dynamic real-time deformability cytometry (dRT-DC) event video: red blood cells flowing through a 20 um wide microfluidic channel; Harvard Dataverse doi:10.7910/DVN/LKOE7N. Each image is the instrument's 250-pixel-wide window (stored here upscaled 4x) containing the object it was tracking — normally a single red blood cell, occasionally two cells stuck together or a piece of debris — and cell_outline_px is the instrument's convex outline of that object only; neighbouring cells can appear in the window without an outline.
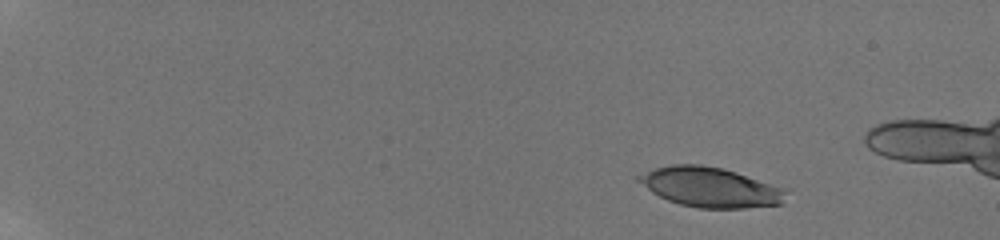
{"species": "human", "species_latin": "Homo sapiens", "temperature_condition": "room temperature", "stored_images_in_passage": 11, "camera_frame_rate_fps": 3000, "um_per_image_px": 0.085, "donor": {"sex": "male"}, "frame": {"image": 1, "passage_image": 1, "time_ms": 0.0, "image_size_px": [1000, 240], "cell_outline_px": [[784, 192], [780, 204], [744, 208], [700, 208], [680, 204], [668, 200], [652, 192], [636, 180], [636, 176], [656, 168], [672, 164], [700, 164], [720, 168], [736, 172], [784, 188]], "centroid_in_image_um": [60.32, 15.91], "position_along_channel_um": 24.7, "area_um2": 33.58}}
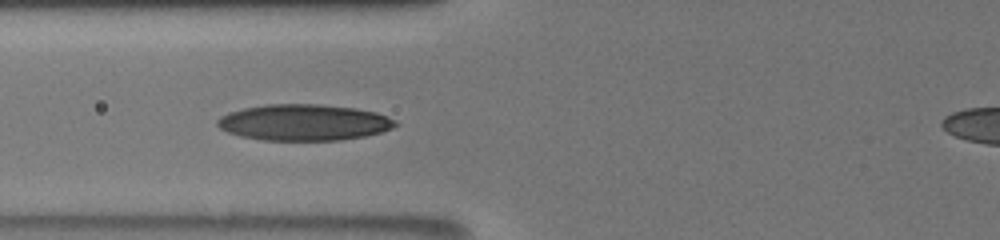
{"frame": {"image": 2, "passage_image": 10, "time_ms": 6.0, "image_size_px": [1000, 240], "cell_outline_px": [[400, 124], [392, 128], [380, 132], [364, 136], [340, 140], [264, 140], [240, 136], [228, 132], [220, 128], [216, 124], [216, 120], [220, 116], [228, 112], [244, 108], [264, 104], [320, 104], [356, 108], [376, 112], [388, 116], [396, 120]], "centroid_in_image_um": [25.83, 10.4], "position_along_channel_um": 100.0, "area_um2": 37.74}}
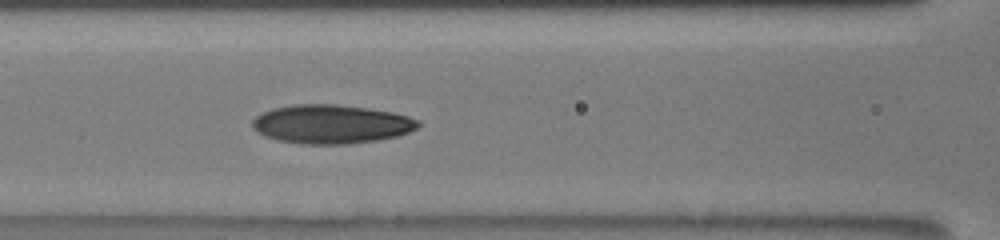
{"frame": {"image": 3, "passage_image": 11, "time_ms": 7.0, "image_size_px": [1000, 240], "cell_outline_px": [[420, 124], [416, 128], [408, 132], [396, 136], [376, 140], [348, 144], [300, 144], [276, 140], [264, 136], [256, 132], [252, 128], [252, 120], [256, 116], [272, 108], [292, 104], [336, 104], [368, 108], [392, 112], [408, 116], [420, 120]], "centroid_in_image_um": [28.11, 10.55], "position_along_channel_um": 138.5, "area_um2": 37.74}}